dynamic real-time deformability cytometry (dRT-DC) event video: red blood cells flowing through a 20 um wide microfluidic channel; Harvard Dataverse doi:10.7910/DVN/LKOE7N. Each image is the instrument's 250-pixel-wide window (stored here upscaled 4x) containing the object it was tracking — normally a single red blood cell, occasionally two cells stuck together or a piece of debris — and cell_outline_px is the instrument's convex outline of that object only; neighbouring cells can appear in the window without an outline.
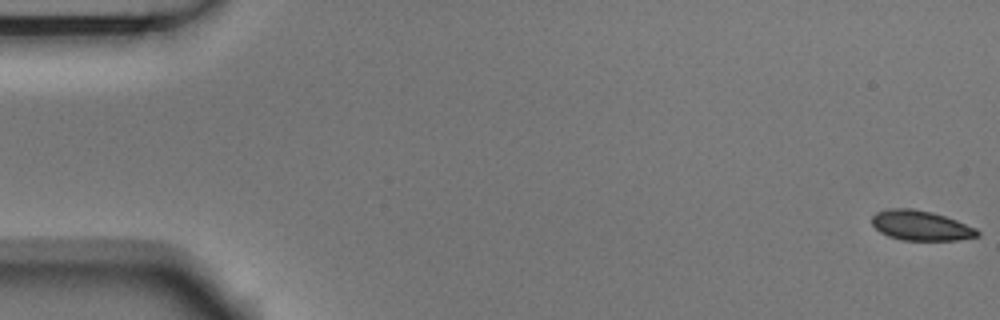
{"species": "Egyptian fruit bat (a non-hibernating species)", "species_latin": "Rousettus aegyptiacus", "temperature_condition": "room temperature", "stored_images_in_passage": 55, "camera_frame_rate_fps": 3000, "um_per_image_px": 0.085, "animal": {"sex": "male"}, "frame": {"image": 1, "passage_image": 1, "time_ms": 0.0, "image_size_px": [1000, 320], "cell_outline_px": [[980, 236], [956, 240], [904, 240], [888, 236], [880, 232], [872, 224], [872, 216], [876, 212], [892, 208], [908, 208], [932, 212], [956, 220], [976, 228], [980, 232]], "centroid_in_image_um": [78.27, 19.17], "position_along_channel_um": 6.7, "area_um2": 18.26}}
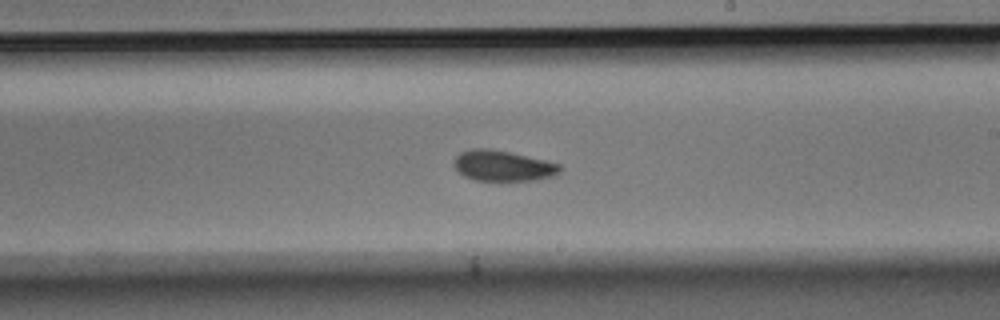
{"frame": {"image": 2, "passage_image": 32, "time_ms": 10.333, "image_size_px": [1000, 320], "cell_outline_px": [[560, 172], [556, 176], [536, 180], [472, 180], [464, 176], [452, 164], [456, 156], [460, 152], [472, 148], [492, 148], [544, 160], [560, 164]], "centroid_in_image_um": [42.73, 14.09], "position_along_channel_um": 246.3, "area_um2": 18.96}}
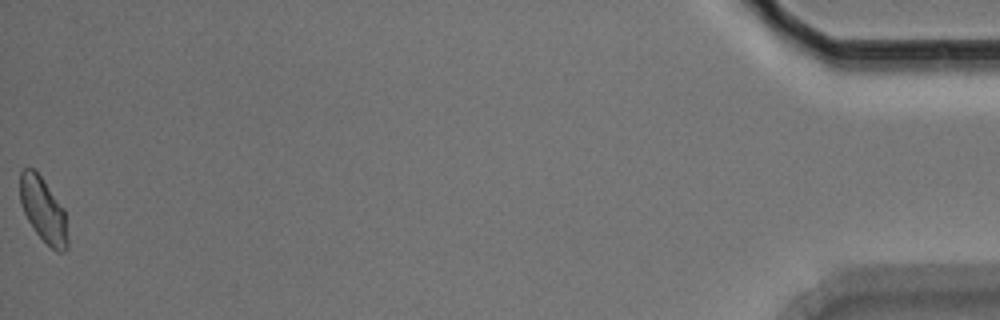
{"frame": {"image": 3, "passage_image": 55, "time_ms": 18.0, "image_size_px": [1000, 320], "cell_outline_px": [[68, 248], [64, 252], [56, 252], [36, 232], [28, 220], [24, 212], [20, 200], [20, 172], [24, 168], [36, 168], [64, 208], [68, 240]], "centroid_in_image_um": [3.69, 17.82], "position_along_channel_um": 431.5, "area_um2": 18.03}, "authors_computed_cell_mechanics": {"area_um2": 18.9006, "velocity_mm_per_s": 3.7041, "shape_relaxation_time_tau1_ms": 3.2753, "shape_relaxation_time_tau2_ms": 2.1136, "deformation_change_tau1": 0.0884, "deformation_change_tau2": 0.0592}}